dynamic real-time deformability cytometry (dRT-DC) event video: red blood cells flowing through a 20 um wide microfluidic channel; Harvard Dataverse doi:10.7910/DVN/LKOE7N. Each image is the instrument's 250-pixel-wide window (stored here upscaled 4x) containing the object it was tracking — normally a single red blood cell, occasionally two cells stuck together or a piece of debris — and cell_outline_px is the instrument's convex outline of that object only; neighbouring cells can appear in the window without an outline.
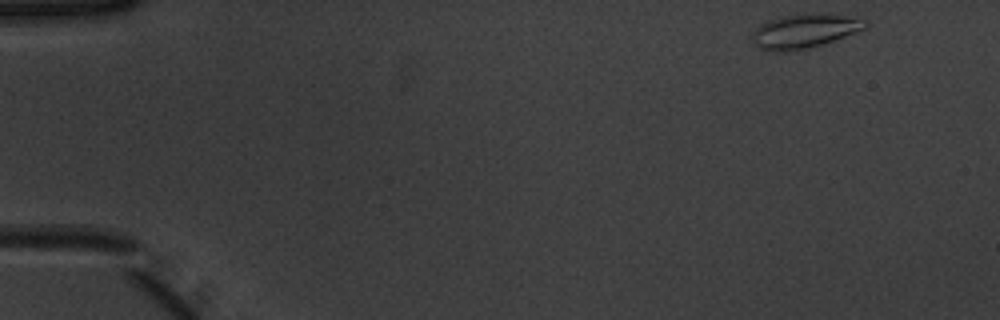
{"species": "common noctule bat (a hibernating species)", "species_latin": "Nyctalus noctula", "temperature_condition": "warm", "stored_images_in_passage": 3, "camera_frame_rate_fps": 3000, "um_per_image_px": 0.085, "animal": {"sex": "male", "body_mass_g": 20.1, "forearm_length_mm": 53.5}, "frame": {"image": 1, "passage_image": 1, "time_ms": 0.0, "image_size_px": [1000, 320], "cell_outline_px": [[868, 28], [808, 48], [780, 52], [776, 52], [760, 48], [752, 40], [752, 32], [756, 28], [768, 20], [780, 16], [844, 16], [868, 20]], "centroid_in_image_um": [68.34, 2.68], "position_along_channel_um": 16.7, "area_um2": 21.39}}